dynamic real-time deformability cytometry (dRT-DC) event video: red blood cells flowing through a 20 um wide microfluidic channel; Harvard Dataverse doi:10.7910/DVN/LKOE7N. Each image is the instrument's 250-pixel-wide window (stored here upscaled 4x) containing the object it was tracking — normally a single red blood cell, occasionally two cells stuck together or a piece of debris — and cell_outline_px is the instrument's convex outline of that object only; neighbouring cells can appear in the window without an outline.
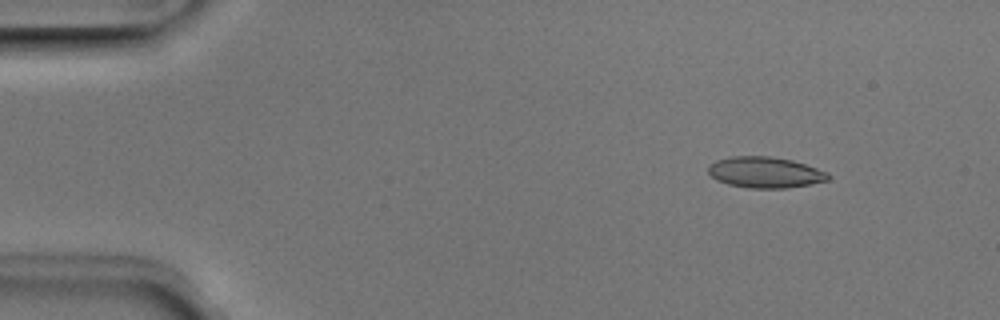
{"species": "Egyptian fruit bat (a non-hibernating species)", "species_latin": "Rousettus aegyptiacus", "temperature_condition": "room temperature", "stored_images_in_passage": 50, "camera_frame_rate_fps": 3000, "um_per_image_px": 0.085, "animal": {"sex": "male"}, "frame": {"image": 1, "passage_image": 6, "time_ms": 1.667, "image_size_px": [1000, 320], "cell_outline_px": [[832, 176], [828, 180], [788, 188], [748, 188], [728, 184], [716, 180], [708, 172], [708, 164], [716, 160], [728, 156], [772, 156], [792, 160], [828, 172]], "centroid_in_image_um": [65.01, 14.64], "position_along_channel_um": 20.0, "area_um2": 21.79}}
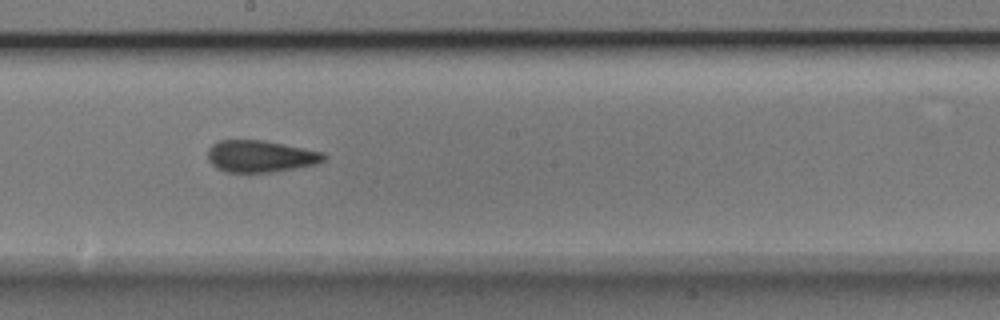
{"frame": {"image": 2, "passage_image": 28, "time_ms": 9.0, "image_size_px": [1000, 320], "cell_outline_px": [[328, 156], [324, 160], [316, 164], [268, 172], [224, 172], [216, 168], [208, 160], [208, 148], [212, 144], [220, 140], [264, 140], [324, 152]], "centroid_in_image_um": [22.12, 13.27], "position_along_channel_um": 226.1, "area_um2": 21.5}}
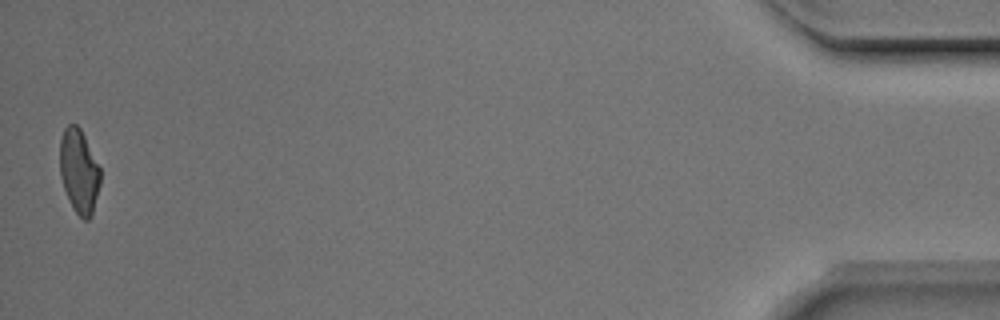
{"frame": {"image": 3, "passage_image": 50, "time_ms": 16.333, "image_size_px": [1000, 320], "cell_outline_px": [[100, 184], [92, 216], [88, 220], [84, 220], [72, 208], [64, 188], [60, 176], [60, 140], [64, 128], [68, 124], [76, 124], [80, 128], [100, 168]], "centroid_in_image_um": [6.71, 14.57], "position_along_channel_um": 428.5, "area_um2": 19.77}, "authors_computed_cell_mechanics": {"area_um2": 21.2704, "velocity_mm_per_s": 4.021, "shape_relaxation_time_tau1_ms": 7.9192, "shape_relaxation_time_tau2_ms": 2.2744, "deformation_change_tau1": 0.1874, "deformation_change_tau2": 0.0952}}